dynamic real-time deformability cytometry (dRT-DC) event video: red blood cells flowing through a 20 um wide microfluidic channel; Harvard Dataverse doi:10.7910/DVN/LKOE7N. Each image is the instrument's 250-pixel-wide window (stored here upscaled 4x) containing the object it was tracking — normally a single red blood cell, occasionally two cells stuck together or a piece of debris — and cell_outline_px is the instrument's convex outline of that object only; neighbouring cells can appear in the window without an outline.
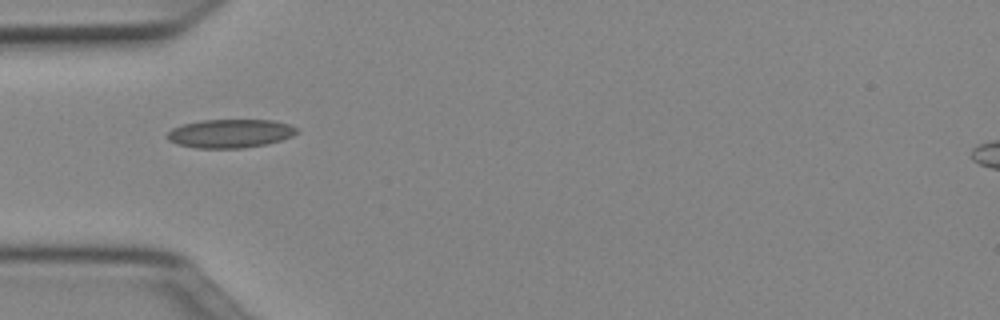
{"species": "Egyptian fruit bat (a non-hibernating species)", "species_latin": "Rousettus aegyptiacus", "temperature_condition": "cold", "stored_images_in_passage": 32, "camera_frame_rate_fps": 3000, "um_per_image_px": 0.085, "animal": {"sex": "female"}, "frame": {"image": 1, "passage_image": 1, "time_ms": 0.0, "image_size_px": [1000, 320], "cell_outline_px": [[300, 132], [292, 136], [280, 140], [264, 144], [244, 148], [196, 148], [176, 144], [168, 140], [164, 136], [172, 128], [184, 124], [200, 120], [272, 120], [288, 124], [296, 128]], "centroid_in_image_um": [19.53, 11.35], "position_along_channel_um": 65.5, "area_um2": 21.62}}
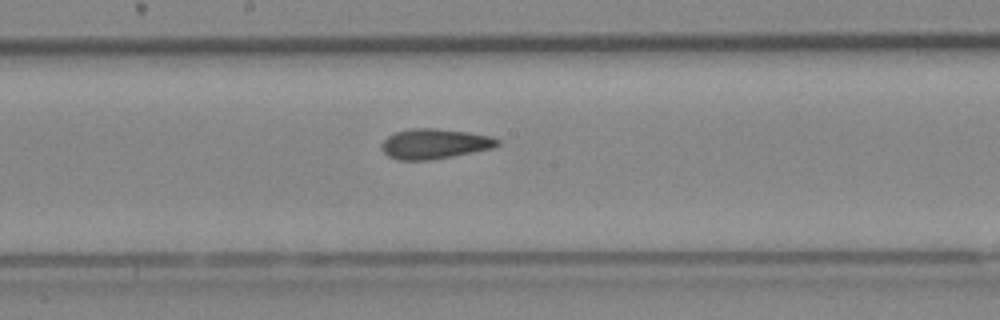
{"frame": {"image": 2, "passage_image": 12, "time_ms": 3.667, "image_size_px": [1000, 320], "cell_outline_px": [[500, 144], [492, 148], [432, 160], [396, 160], [388, 156], [380, 148], [380, 144], [388, 136], [396, 132], [412, 128], [436, 128], [468, 132], [492, 136], [500, 140]], "centroid_in_image_um": [36.92, 12.22], "position_along_channel_um": 211.3, "area_um2": 20.4}}
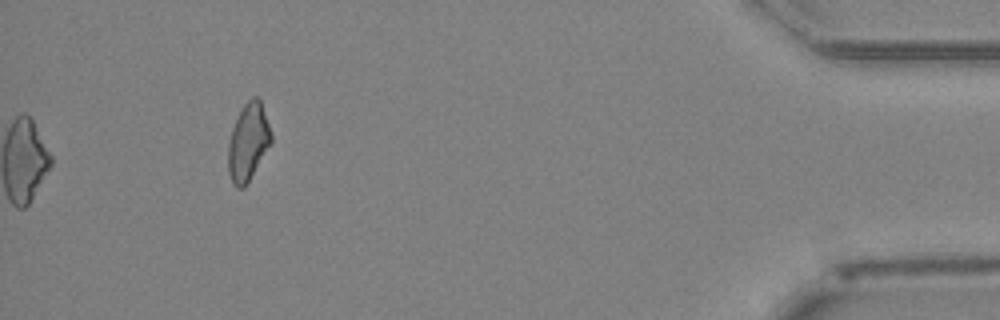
{"frame": {"image": 3, "passage_image": 32, "time_ms": 10.333, "image_size_px": [1000, 320], "cell_outline_px": [[272, 140], [244, 188], [236, 188], [232, 184], [228, 172], [228, 144], [232, 128], [244, 104], [252, 96], [256, 96], [260, 100], [272, 132]], "centroid_in_image_um": [21.08, 12.08], "position_along_channel_um": 414.1, "area_um2": 19.13}, "authors_computed_cell_mechanics": {"area_um2": 20.1144, "velocity_mm_per_s": 4.0046, "shape_relaxation_time_tau1_ms": null, "shape_relaxation_time_tau2_ms": 3.0715, "deformation_change_tau1": null, "deformation_change_tau2": 0.1039}}